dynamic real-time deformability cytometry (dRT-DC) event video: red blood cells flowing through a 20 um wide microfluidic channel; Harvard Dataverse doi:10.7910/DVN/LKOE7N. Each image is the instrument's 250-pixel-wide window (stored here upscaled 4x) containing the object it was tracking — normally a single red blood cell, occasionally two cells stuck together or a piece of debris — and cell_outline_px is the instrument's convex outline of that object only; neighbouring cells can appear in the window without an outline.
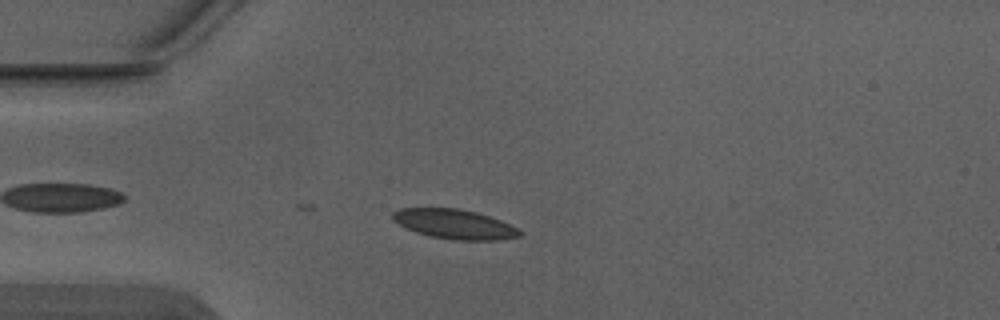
{"species": "Egyptian fruit bat (a non-hibernating species)", "species_latin": "Rousettus aegyptiacus", "temperature_condition": "warm", "stored_images_in_passage": 2, "camera_frame_rate_fps": 3000, "um_per_image_px": 0.085, "animal": {"sex": "male"}, "frame": {"image": 1, "passage_image": 2, "time_ms": 0.333, "image_size_px": [1000, 320], "cell_outline_px": [[524, 232], [520, 236], [500, 240], [456, 240], [432, 236], [416, 232], [392, 220], [392, 212], [400, 208], [460, 208], [476, 212], [500, 220]], "centroid_in_image_um": [38.64, 19.04], "position_along_channel_um": 46.4, "area_um2": 21.73}}